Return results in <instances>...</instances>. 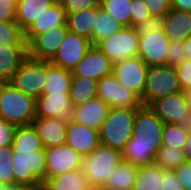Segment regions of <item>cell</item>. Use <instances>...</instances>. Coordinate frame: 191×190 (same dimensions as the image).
Segmentation results:
<instances>
[{
  "instance_id": "obj_12",
  "label": "cell",
  "mask_w": 191,
  "mask_h": 190,
  "mask_svg": "<svg viewBox=\"0 0 191 190\" xmlns=\"http://www.w3.org/2000/svg\"><path fill=\"white\" fill-rule=\"evenodd\" d=\"M92 46L89 39L68 32L50 63L72 71L81 62Z\"/></svg>"
},
{
  "instance_id": "obj_43",
  "label": "cell",
  "mask_w": 191,
  "mask_h": 190,
  "mask_svg": "<svg viewBox=\"0 0 191 190\" xmlns=\"http://www.w3.org/2000/svg\"><path fill=\"white\" fill-rule=\"evenodd\" d=\"M18 0H0V22H15Z\"/></svg>"
},
{
  "instance_id": "obj_46",
  "label": "cell",
  "mask_w": 191,
  "mask_h": 190,
  "mask_svg": "<svg viewBox=\"0 0 191 190\" xmlns=\"http://www.w3.org/2000/svg\"><path fill=\"white\" fill-rule=\"evenodd\" d=\"M152 16L164 17L171 8V0H144Z\"/></svg>"
},
{
  "instance_id": "obj_17",
  "label": "cell",
  "mask_w": 191,
  "mask_h": 190,
  "mask_svg": "<svg viewBox=\"0 0 191 190\" xmlns=\"http://www.w3.org/2000/svg\"><path fill=\"white\" fill-rule=\"evenodd\" d=\"M113 62L96 46H92L72 70L73 76L91 78L96 81L112 73Z\"/></svg>"
},
{
  "instance_id": "obj_3",
  "label": "cell",
  "mask_w": 191,
  "mask_h": 190,
  "mask_svg": "<svg viewBox=\"0 0 191 190\" xmlns=\"http://www.w3.org/2000/svg\"><path fill=\"white\" fill-rule=\"evenodd\" d=\"M123 161L122 152L100 144L82 159L81 169L93 190L100 189L113 173V169Z\"/></svg>"
},
{
  "instance_id": "obj_39",
  "label": "cell",
  "mask_w": 191,
  "mask_h": 190,
  "mask_svg": "<svg viewBox=\"0 0 191 190\" xmlns=\"http://www.w3.org/2000/svg\"><path fill=\"white\" fill-rule=\"evenodd\" d=\"M164 19L160 16H152L146 19L144 22L135 26L139 35H149L154 32L163 31Z\"/></svg>"
},
{
  "instance_id": "obj_40",
  "label": "cell",
  "mask_w": 191,
  "mask_h": 190,
  "mask_svg": "<svg viewBox=\"0 0 191 190\" xmlns=\"http://www.w3.org/2000/svg\"><path fill=\"white\" fill-rule=\"evenodd\" d=\"M185 52L183 41H171L168 52V65L175 67L183 63L187 59Z\"/></svg>"
},
{
  "instance_id": "obj_15",
  "label": "cell",
  "mask_w": 191,
  "mask_h": 190,
  "mask_svg": "<svg viewBox=\"0 0 191 190\" xmlns=\"http://www.w3.org/2000/svg\"><path fill=\"white\" fill-rule=\"evenodd\" d=\"M139 36L140 45L138 57L149 67L168 65V52L171 41L164 31Z\"/></svg>"
},
{
  "instance_id": "obj_8",
  "label": "cell",
  "mask_w": 191,
  "mask_h": 190,
  "mask_svg": "<svg viewBox=\"0 0 191 190\" xmlns=\"http://www.w3.org/2000/svg\"><path fill=\"white\" fill-rule=\"evenodd\" d=\"M140 36L135 27L124 26L119 31L100 41L96 47L113 63L138 57Z\"/></svg>"
},
{
  "instance_id": "obj_25",
  "label": "cell",
  "mask_w": 191,
  "mask_h": 190,
  "mask_svg": "<svg viewBox=\"0 0 191 190\" xmlns=\"http://www.w3.org/2000/svg\"><path fill=\"white\" fill-rule=\"evenodd\" d=\"M138 166L122 161L114 169L110 178L100 188L104 190H133Z\"/></svg>"
},
{
  "instance_id": "obj_10",
  "label": "cell",
  "mask_w": 191,
  "mask_h": 190,
  "mask_svg": "<svg viewBox=\"0 0 191 190\" xmlns=\"http://www.w3.org/2000/svg\"><path fill=\"white\" fill-rule=\"evenodd\" d=\"M148 69L140 57H133L113 63L112 74L121 85L142 99Z\"/></svg>"
},
{
  "instance_id": "obj_19",
  "label": "cell",
  "mask_w": 191,
  "mask_h": 190,
  "mask_svg": "<svg viewBox=\"0 0 191 190\" xmlns=\"http://www.w3.org/2000/svg\"><path fill=\"white\" fill-rule=\"evenodd\" d=\"M110 106L99 97L79 106H73L70 120L100 130Z\"/></svg>"
},
{
  "instance_id": "obj_45",
  "label": "cell",
  "mask_w": 191,
  "mask_h": 190,
  "mask_svg": "<svg viewBox=\"0 0 191 190\" xmlns=\"http://www.w3.org/2000/svg\"><path fill=\"white\" fill-rule=\"evenodd\" d=\"M16 125L0 118V147L12 145Z\"/></svg>"
},
{
  "instance_id": "obj_49",
  "label": "cell",
  "mask_w": 191,
  "mask_h": 190,
  "mask_svg": "<svg viewBox=\"0 0 191 190\" xmlns=\"http://www.w3.org/2000/svg\"><path fill=\"white\" fill-rule=\"evenodd\" d=\"M183 151L185 152L186 159L191 160V129L188 131V137Z\"/></svg>"
},
{
  "instance_id": "obj_23",
  "label": "cell",
  "mask_w": 191,
  "mask_h": 190,
  "mask_svg": "<svg viewBox=\"0 0 191 190\" xmlns=\"http://www.w3.org/2000/svg\"><path fill=\"white\" fill-rule=\"evenodd\" d=\"M27 56V46H0V79L10 82Z\"/></svg>"
},
{
  "instance_id": "obj_14",
  "label": "cell",
  "mask_w": 191,
  "mask_h": 190,
  "mask_svg": "<svg viewBox=\"0 0 191 190\" xmlns=\"http://www.w3.org/2000/svg\"><path fill=\"white\" fill-rule=\"evenodd\" d=\"M69 32L67 25L36 35L28 44V56L36 60L51 61Z\"/></svg>"
},
{
  "instance_id": "obj_37",
  "label": "cell",
  "mask_w": 191,
  "mask_h": 190,
  "mask_svg": "<svg viewBox=\"0 0 191 190\" xmlns=\"http://www.w3.org/2000/svg\"><path fill=\"white\" fill-rule=\"evenodd\" d=\"M12 145L0 147V183L8 186L14 185Z\"/></svg>"
},
{
  "instance_id": "obj_1",
  "label": "cell",
  "mask_w": 191,
  "mask_h": 190,
  "mask_svg": "<svg viewBox=\"0 0 191 190\" xmlns=\"http://www.w3.org/2000/svg\"><path fill=\"white\" fill-rule=\"evenodd\" d=\"M164 125L150 107L142 105L136 113L132 137L122 151L123 160L137 166L153 164L162 146Z\"/></svg>"
},
{
  "instance_id": "obj_35",
  "label": "cell",
  "mask_w": 191,
  "mask_h": 190,
  "mask_svg": "<svg viewBox=\"0 0 191 190\" xmlns=\"http://www.w3.org/2000/svg\"><path fill=\"white\" fill-rule=\"evenodd\" d=\"M190 126L186 124H165L162 145L183 150Z\"/></svg>"
},
{
  "instance_id": "obj_52",
  "label": "cell",
  "mask_w": 191,
  "mask_h": 190,
  "mask_svg": "<svg viewBox=\"0 0 191 190\" xmlns=\"http://www.w3.org/2000/svg\"><path fill=\"white\" fill-rule=\"evenodd\" d=\"M8 189H9L8 185L0 183V190H8Z\"/></svg>"
},
{
  "instance_id": "obj_7",
  "label": "cell",
  "mask_w": 191,
  "mask_h": 190,
  "mask_svg": "<svg viewBox=\"0 0 191 190\" xmlns=\"http://www.w3.org/2000/svg\"><path fill=\"white\" fill-rule=\"evenodd\" d=\"M50 61L36 60L27 56L10 83L23 93L37 99L43 94Z\"/></svg>"
},
{
  "instance_id": "obj_26",
  "label": "cell",
  "mask_w": 191,
  "mask_h": 190,
  "mask_svg": "<svg viewBox=\"0 0 191 190\" xmlns=\"http://www.w3.org/2000/svg\"><path fill=\"white\" fill-rule=\"evenodd\" d=\"M43 186L48 190H93L82 169L51 177Z\"/></svg>"
},
{
  "instance_id": "obj_30",
  "label": "cell",
  "mask_w": 191,
  "mask_h": 190,
  "mask_svg": "<svg viewBox=\"0 0 191 190\" xmlns=\"http://www.w3.org/2000/svg\"><path fill=\"white\" fill-rule=\"evenodd\" d=\"M12 147L15 151H36L44 148L33 124L16 127Z\"/></svg>"
},
{
  "instance_id": "obj_50",
  "label": "cell",
  "mask_w": 191,
  "mask_h": 190,
  "mask_svg": "<svg viewBox=\"0 0 191 190\" xmlns=\"http://www.w3.org/2000/svg\"><path fill=\"white\" fill-rule=\"evenodd\" d=\"M40 186H31L25 184H14L9 186L8 190H38Z\"/></svg>"
},
{
  "instance_id": "obj_42",
  "label": "cell",
  "mask_w": 191,
  "mask_h": 190,
  "mask_svg": "<svg viewBox=\"0 0 191 190\" xmlns=\"http://www.w3.org/2000/svg\"><path fill=\"white\" fill-rule=\"evenodd\" d=\"M66 13H77L99 5L100 0H61Z\"/></svg>"
},
{
  "instance_id": "obj_48",
  "label": "cell",
  "mask_w": 191,
  "mask_h": 190,
  "mask_svg": "<svg viewBox=\"0 0 191 190\" xmlns=\"http://www.w3.org/2000/svg\"><path fill=\"white\" fill-rule=\"evenodd\" d=\"M171 8L191 12V0H171Z\"/></svg>"
},
{
  "instance_id": "obj_9",
  "label": "cell",
  "mask_w": 191,
  "mask_h": 190,
  "mask_svg": "<svg viewBox=\"0 0 191 190\" xmlns=\"http://www.w3.org/2000/svg\"><path fill=\"white\" fill-rule=\"evenodd\" d=\"M148 107L165 124H186L191 121V108L187 92L179 91L153 101Z\"/></svg>"
},
{
  "instance_id": "obj_22",
  "label": "cell",
  "mask_w": 191,
  "mask_h": 190,
  "mask_svg": "<svg viewBox=\"0 0 191 190\" xmlns=\"http://www.w3.org/2000/svg\"><path fill=\"white\" fill-rule=\"evenodd\" d=\"M163 19V31L170 41H184L191 35V12L170 8Z\"/></svg>"
},
{
  "instance_id": "obj_31",
  "label": "cell",
  "mask_w": 191,
  "mask_h": 190,
  "mask_svg": "<svg viewBox=\"0 0 191 190\" xmlns=\"http://www.w3.org/2000/svg\"><path fill=\"white\" fill-rule=\"evenodd\" d=\"M164 170L156 164L138 166L133 190H161Z\"/></svg>"
},
{
  "instance_id": "obj_53",
  "label": "cell",
  "mask_w": 191,
  "mask_h": 190,
  "mask_svg": "<svg viewBox=\"0 0 191 190\" xmlns=\"http://www.w3.org/2000/svg\"><path fill=\"white\" fill-rule=\"evenodd\" d=\"M188 102L191 108V90L187 91Z\"/></svg>"
},
{
  "instance_id": "obj_4",
  "label": "cell",
  "mask_w": 191,
  "mask_h": 190,
  "mask_svg": "<svg viewBox=\"0 0 191 190\" xmlns=\"http://www.w3.org/2000/svg\"><path fill=\"white\" fill-rule=\"evenodd\" d=\"M137 110L110 108L99 130L101 143L122 152L132 137Z\"/></svg>"
},
{
  "instance_id": "obj_11",
  "label": "cell",
  "mask_w": 191,
  "mask_h": 190,
  "mask_svg": "<svg viewBox=\"0 0 191 190\" xmlns=\"http://www.w3.org/2000/svg\"><path fill=\"white\" fill-rule=\"evenodd\" d=\"M97 93L111 108L139 109L142 106L141 99L121 85L112 73L98 80Z\"/></svg>"
},
{
  "instance_id": "obj_38",
  "label": "cell",
  "mask_w": 191,
  "mask_h": 190,
  "mask_svg": "<svg viewBox=\"0 0 191 190\" xmlns=\"http://www.w3.org/2000/svg\"><path fill=\"white\" fill-rule=\"evenodd\" d=\"M131 27H135L146 19L152 17L150 10L144 0H132L131 1Z\"/></svg>"
},
{
  "instance_id": "obj_27",
  "label": "cell",
  "mask_w": 191,
  "mask_h": 190,
  "mask_svg": "<svg viewBox=\"0 0 191 190\" xmlns=\"http://www.w3.org/2000/svg\"><path fill=\"white\" fill-rule=\"evenodd\" d=\"M55 0H18L16 22L25 31Z\"/></svg>"
},
{
  "instance_id": "obj_21",
  "label": "cell",
  "mask_w": 191,
  "mask_h": 190,
  "mask_svg": "<svg viewBox=\"0 0 191 190\" xmlns=\"http://www.w3.org/2000/svg\"><path fill=\"white\" fill-rule=\"evenodd\" d=\"M67 13L61 2H54L24 31L27 44L36 36L56 26L66 25Z\"/></svg>"
},
{
  "instance_id": "obj_51",
  "label": "cell",
  "mask_w": 191,
  "mask_h": 190,
  "mask_svg": "<svg viewBox=\"0 0 191 190\" xmlns=\"http://www.w3.org/2000/svg\"><path fill=\"white\" fill-rule=\"evenodd\" d=\"M183 43L186 51L185 56L188 60H191V35L186 38Z\"/></svg>"
},
{
  "instance_id": "obj_18",
  "label": "cell",
  "mask_w": 191,
  "mask_h": 190,
  "mask_svg": "<svg viewBox=\"0 0 191 190\" xmlns=\"http://www.w3.org/2000/svg\"><path fill=\"white\" fill-rule=\"evenodd\" d=\"M72 110L70 94H42L36 99V117L70 119Z\"/></svg>"
},
{
  "instance_id": "obj_32",
  "label": "cell",
  "mask_w": 191,
  "mask_h": 190,
  "mask_svg": "<svg viewBox=\"0 0 191 190\" xmlns=\"http://www.w3.org/2000/svg\"><path fill=\"white\" fill-rule=\"evenodd\" d=\"M121 28L122 26L99 4V13L92 32V45L96 46L100 41L107 39Z\"/></svg>"
},
{
  "instance_id": "obj_28",
  "label": "cell",
  "mask_w": 191,
  "mask_h": 190,
  "mask_svg": "<svg viewBox=\"0 0 191 190\" xmlns=\"http://www.w3.org/2000/svg\"><path fill=\"white\" fill-rule=\"evenodd\" d=\"M97 84L94 79L72 75L69 92L72 105L79 106L98 97Z\"/></svg>"
},
{
  "instance_id": "obj_29",
  "label": "cell",
  "mask_w": 191,
  "mask_h": 190,
  "mask_svg": "<svg viewBox=\"0 0 191 190\" xmlns=\"http://www.w3.org/2000/svg\"><path fill=\"white\" fill-rule=\"evenodd\" d=\"M72 71L62 67L48 64L47 80L43 94L61 93L69 94Z\"/></svg>"
},
{
  "instance_id": "obj_34",
  "label": "cell",
  "mask_w": 191,
  "mask_h": 190,
  "mask_svg": "<svg viewBox=\"0 0 191 190\" xmlns=\"http://www.w3.org/2000/svg\"><path fill=\"white\" fill-rule=\"evenodd\" d=\"M131 1L132 0H100L103 10L110 14L122 27L131 26Z\"/></svg>"
},
{
  "instance_id": "obj_20",
  "label": "cell",
  "mask_w": 191,
  "mask_h": 190,
  "mask_svg": "<svg viewBox=\"0 0 191 190\" xmlns=\"http://www.w3.org/2000/svg\"><path fill=\"white\" fill-rule=\"evenodd\" d=\"M68 120L36 117L33 121L45 149L66 144Z\"/></svg>"
},
{
  "instance_id": "obj_6",
  "label": "cell",
  "mask_w": 191,
  "mask_h": 190,
  "mask_svg": "<svg viewBox=\"0 0 191 190\" xmlns=\"http://www.w3.org/2000/svg\"><path fill=\"white\" fill-rule=\"evenodd\" d=\"M179 91L182 90L175 67L150 66L141 103L149 106L153 101Z\"/></svg>"
},
{
  "instance_id": "obj_47",
  "label": "cell",
  "mask_w": 191,
  "mask_h": 190,
  "mask_svg": "<svg viewBox=\"0 0 191 190\" xmlns=\"http://www.w3.org/2000/svg\"><path fill=\"white\" fill-rule=\"evenodd\" d=\"M161 190H185L181 183L177 180L173 170H164V178Z\"/></svg>"
},
{
  "instance_id": "obj_36",
  "label": "cell",
  "mask_w": 191,
  "mask_h": 190,
  "mask_svg": "<svg viewBox=\"0 0 191 190\" xmlns=\"http://www.w3.org/2000/svg\"><path fill=\"white\" fill-rule=\"evenodd\" d=\"M0 46H27L24 31L15 22H0Z\"/></svg>"
},
{
  "instance_id": "obj_2",
  "label": "cell",
  "mask_w": 191,
  "mask_h": 190,
  "mask_svg": "<svg viewBox=\"0 0 191 190\" xmlns=\"http://www.w3.org/2000/svg\"><path fill=\"white\" fill-rule=\"evenodd\" d=\"M0 118L16 126L33 124L36 99L18 90L10 82L0 85Z\"/></svg>"
},
{
  "instance_id": "obj_33",
  "label": "cell",
  "mask_w": 191,
  "mask_h": 190,
  "mask_svg": "<svg viewBox=\"0 0 191 190\" xmlns=\"http://www.w3.org/2000/svg\"><path fill=\"white\" fill-rule=\"evenodd\" d=\"M186 160L183 150L162 145L156 153L153 163L162 170H175Z\"/></svg>"
},
{
  "instance_id": "obj_24",
  "label": "cell",
  "mask_w": 191,
  "mask_h": 190,
  "mask_svg": "<svg viewBox=\"0 0 191 190\" xmlns=\"http://www.w3.org/2000/svg\"><path fill=\"white\" fill-rule=\"evenodd\" d=\"M98 13L99 5L77 13H67L66 25L69 32L89 39L92 44V32Z\"/></svg>"
},
{
  "instance_id": "obj_13",
  "label": "cell",
  "mask_w": 191,
  "mask_h": 190,
  "mask_svg": "<svg viewBox=\"0 0 191 190\" xmlns=\"http://www.w3.org/2000/svg\"><path fill=\"white\" fill-rule=\"evenodd\" d=\"M45 155V182L49 178L61 175L67 171L81 169L83 156L67 144L45 149Z\"/></svg>"
},
{
  "instance_id": "obj_16",
  "label": "cell",
  "mask_w": 191,
  "mask_h": 190,
  "mask_svg": "<svg viewBox=\"0 0 191 190\" xmlns=\"http://www.w3.org/2000/svg\"><path fill=\"white\" fill-rule=\"evenodd\" d=\"M66 144L84 157L100 146V132L98 129L73 122L69 119Z\"/></svg>"
},
{
  "instance_id": "obj_44",
  "label": "cell",
  "mask_w": 191,
  "mask_h": 190,
  "mask_svg": "<svg viewBox=\"0 0 191 190\" xmlns=\"http://www.w3.org/2000/svg\"><path fill=\"white\" fill-rule=\"evenodd\" d=\"M173 171L183 188L185 190H191V160H186Z\"/></svg>"
},
{
  "instance_id": "obj_54",
  "label": "cell",
  "mask_w": 191,
  "mask_h": 190,
  "mask_svg": "<svg viewBox=\"0 0 191 190\" xmlns=\"http://www.w3.org/2000/svg\"><path fill=\"white\" fill-rule=\"evenodd\" d=\"M38 190H48L43 185L38 188Z\"/></svg>"
},
{
  "instance_id": "obj_41",
  "label": "cell",
  "mask_w": 191,
  "mask_h": 190,
  "mask_svg": "<svg viewBox=\"0 0 191 190\" xmlns=\"http://www.w3.org/2000/svg\"><path fill=\"white\" fill-rule=\"evenodd\" d=\"M182 91L191 90V60L186 59L183 63L175 66Z\"/></svg>"
},
{
  "instance_id": "obj_5",
  "label": "cell",
  "mask_w": 191,
  "mask_h": 190,
  "mask_svg": "<svg viewBox=\"0 0 191 190\" xmlns=\"http://www.w3.org/2000/svg\"><path fill=\"white\" fill-rule=\"evenodd\" d=\"M14 184L42 186L45 183V148L36 151H15L13 153Z\"/></svg>"
}]
</instances>
